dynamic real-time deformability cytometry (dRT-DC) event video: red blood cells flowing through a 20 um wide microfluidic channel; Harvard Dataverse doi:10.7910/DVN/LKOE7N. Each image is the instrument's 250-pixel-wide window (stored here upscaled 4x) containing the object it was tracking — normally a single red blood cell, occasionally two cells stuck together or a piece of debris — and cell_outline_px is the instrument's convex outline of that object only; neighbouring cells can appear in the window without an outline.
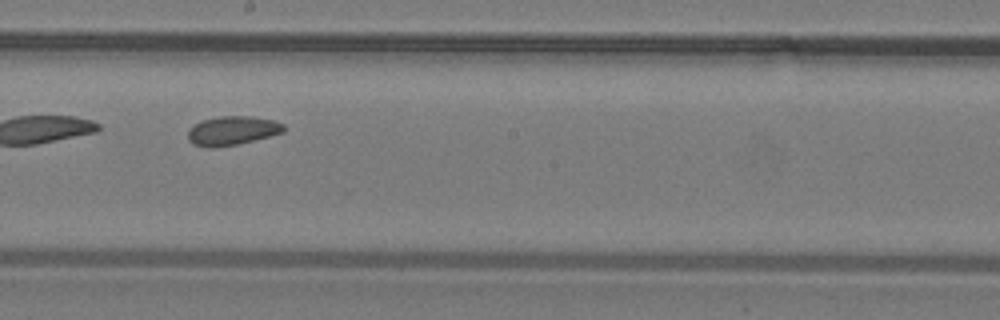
{"species": "common noctule bat (a hibernating species)", "species_latin": "Nyctalus noctula", "temperature_condition": "warm", "stored_images_in_passage": 38, "camera_frame_rate_fps": 3000, "um_per_image_px": 0.085, "animal": {"sex": "male", "body_mass_g": 19.2, "forearm_length_mm": 51.8}, "frame": {"image": 1, "passage_image": 22, "time_ms": 7.0, "image_size_px": [1000, 320], "cell_outline_px": [[284, 132], [236, 144], [212, 148], [192, 144], [188, 140], [188, 132], [196, 124], [204, 120], [220, 116], [252, 116], [276, 120], [284, 124]], "centroid_in_image_um": [19.77, 11.1], "position_along_channel_um": 228.4, "area_um2": 15.95}}
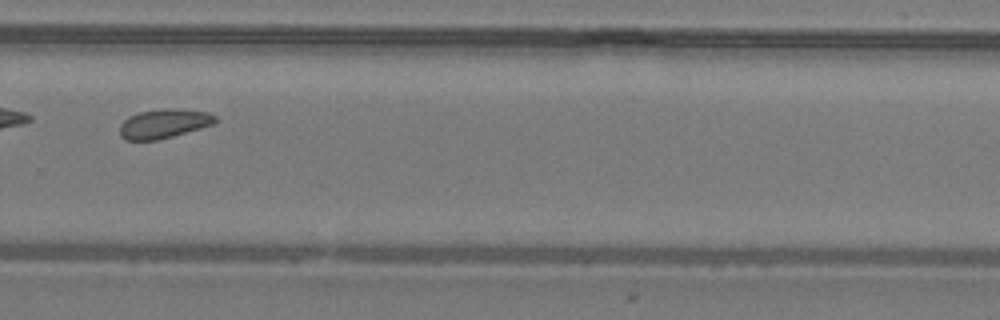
{"frame": {"image": 2, "passage_image": 27, "time_ms": 8.667, "image_size_px": [1000, 320], "cell_outline_px": [[216, 124], [172, 136], [156, 140], [124, 140], [120, 136], [120, 124], [128, 116], [140, 112], [164, 108], [176, 108], [208, 112], [216, 116]], "centroid_in_image_um": [13.93, 10.5], "position_along_channel_um": 315.9, "area_um2": 16.36}}